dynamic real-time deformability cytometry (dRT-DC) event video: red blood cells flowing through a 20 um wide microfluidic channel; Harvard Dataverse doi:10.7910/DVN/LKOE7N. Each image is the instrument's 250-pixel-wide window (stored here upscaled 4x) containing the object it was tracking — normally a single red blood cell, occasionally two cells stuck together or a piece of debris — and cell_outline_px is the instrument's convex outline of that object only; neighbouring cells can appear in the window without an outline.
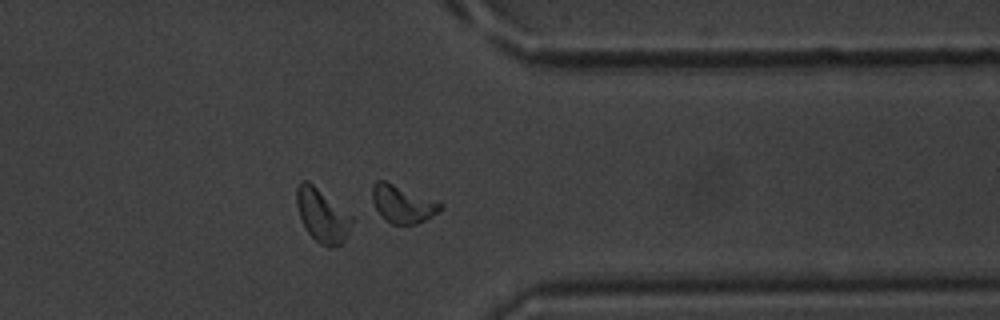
{"species": "common noctule bat (a hibernating species)", "species_latin": "Nyctalus noctula", "temperature_condition": "warm", "stored_images_in_passage": 53, "segment_of_instrument_passage": [2, 2], "camera_frame_rate_fps": 3000, "um_per_image_px": 0.085, "animal": {"sex": "male", "body_mass_g": 20.1, "forearm_length_mm": 53.5}, "frame": {"image": 1, "passage_image": 43, "time_ms": 14.0, "image_size_px": [1000, 320], "cell_outline_px": [[444, 208], [432, 216], [416, 224], [392, 224], [384, 220], [376, 208], [372, 200], [372, 184], [376, 180], [384, 180], [444, 204]], "centroid_in_image_um": [34.21, 17.34], "position_along_channel_um": 377.2, "area_um2": 14.85}}